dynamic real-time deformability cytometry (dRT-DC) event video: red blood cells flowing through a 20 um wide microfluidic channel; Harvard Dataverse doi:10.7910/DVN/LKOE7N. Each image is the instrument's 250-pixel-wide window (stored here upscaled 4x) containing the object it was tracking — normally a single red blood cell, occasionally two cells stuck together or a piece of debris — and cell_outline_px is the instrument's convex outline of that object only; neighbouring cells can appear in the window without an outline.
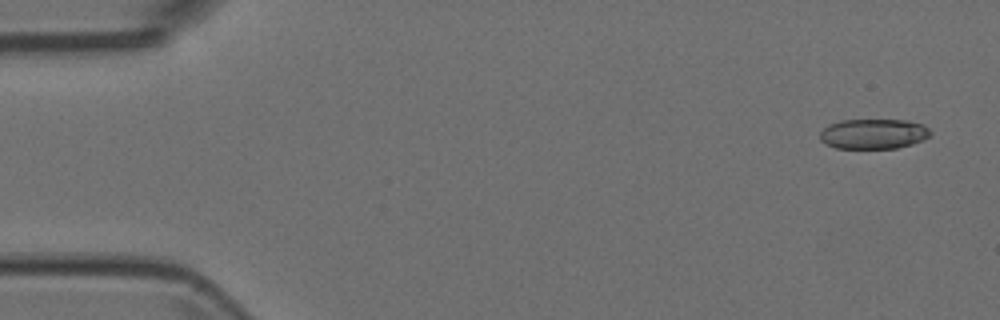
{"species": "Egyptian fruit bat (a non-hibernating species)", "species_latin": "Rousettus aegyptiacus", "temperature_condition": "room temperature", "stored_images_in_passage": 5, "camera_frame_rate_fps": 3000, "um_per_image_px": 0.085, "animal": {"sex": "female"}, "frame": {"image": 1, "passage_image": 1, "time_ms": 0.0, "image_size_px": [1000, 320], "cell_outline_px": [[932, 132], [924, 140], [912, 144], [896, 148], [836, 148], [824, 144], [820, 140], [820, 132], [828, 124], [840, 120], [908, 120], [924, 124]], "centroid_in_image_um": [74.24, 11.37], "position_along_channel_um": 10.8, "area_um2": 19.54}}